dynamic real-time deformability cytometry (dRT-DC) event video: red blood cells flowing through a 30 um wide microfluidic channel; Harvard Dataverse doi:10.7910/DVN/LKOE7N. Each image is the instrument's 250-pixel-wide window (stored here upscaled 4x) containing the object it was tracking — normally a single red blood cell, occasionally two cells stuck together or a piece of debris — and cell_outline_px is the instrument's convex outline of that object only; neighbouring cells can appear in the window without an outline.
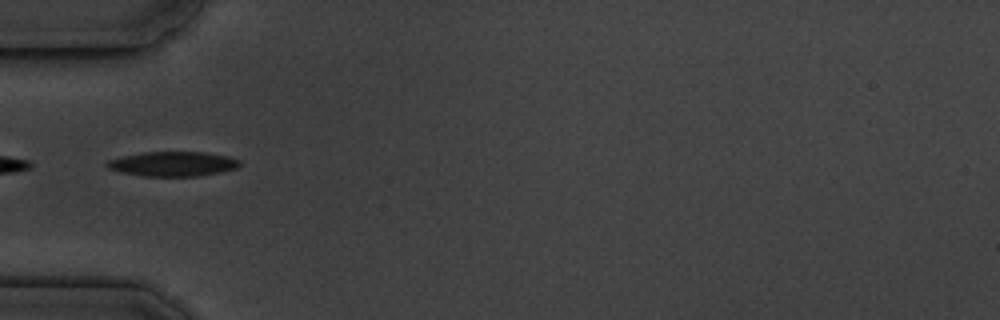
{"species": "common noctule bat (a hibernating species)", "species_latin": "Nyctalus noctula", "temperature_condition": "cold", "stored_images_in_passage": 5, "camera_frame_rate_fps": 3000, "um_per_image_px": 0.085, "animal": {"sex": "male", "body_mass_g": 19.5, "forearm_length_mm": 54.6}, "frame": {"image": 1, "passage_image": 1, "time_ms": 0.0, "image_size_px": [1000, 320], "cell_outline_px": [[240, 164], [236, 168], [220, 172], [200, 176], [144, 176], [120, 172], [108, 168], [104, 164], [108, 160], [124, 156], [144, 152], [204, 152], [228, 156], [240, 160]], "centroid_in_image_um": [14.69, 13.93], "position_along_channel_um": 70.3, "area_um2": 19.02}}
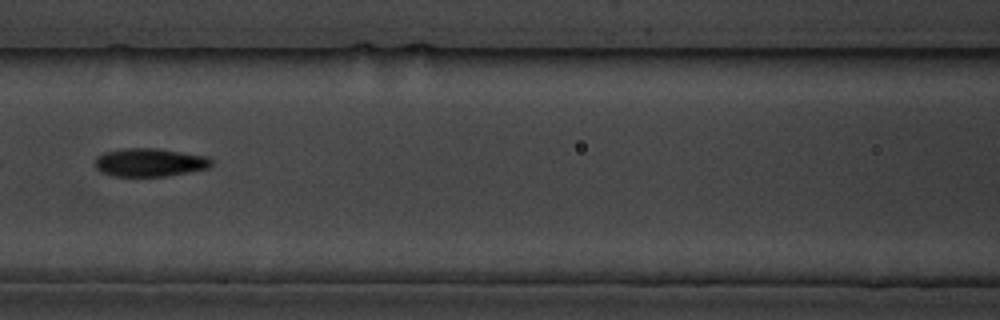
{"frame": {"image": 2, "passage_image": 3, "time_ms": 2.333, "image_size_px": [1000, 320], "cell_outline_px": [[212, 164], [208, 168], [188, 172], [164, 176], [112, 176], [100, 172], [96, 168], [96, 156], [104, 152], [124, 148], [156, 148], [208, 156], [212, 160]], "centroid_in_image_um": [12.71, 13.8], "position_along_channel_um": 153.9, "area_um2": 19.19}}